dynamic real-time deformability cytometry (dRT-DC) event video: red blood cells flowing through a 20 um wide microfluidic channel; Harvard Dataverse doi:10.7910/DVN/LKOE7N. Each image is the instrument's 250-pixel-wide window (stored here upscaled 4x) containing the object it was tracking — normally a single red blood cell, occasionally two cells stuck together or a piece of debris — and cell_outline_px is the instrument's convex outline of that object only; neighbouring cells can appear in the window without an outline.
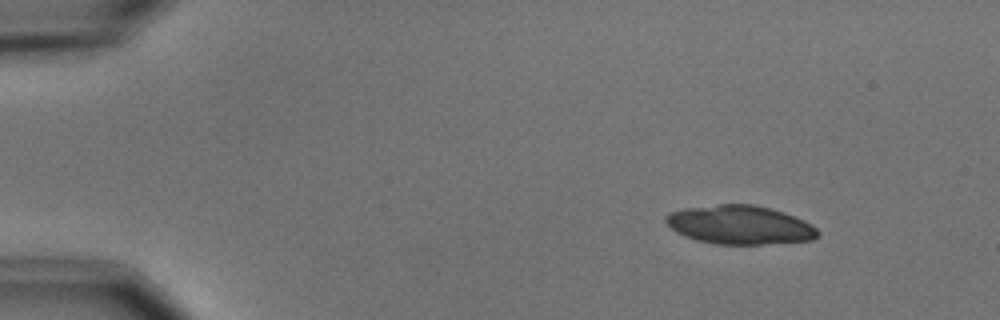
{"species": "common noctule bat (a hibernating species)", "species_latin": "Nyctalus noctula", "temperature_condition": "cold", "stored_images_in_passage": 3, "camera_frame_rate_fps": 3000, "um_per_image_px": 0.085, "animal": {"sex": "male", "body_mass_g": 15.6}, "frame": {"image": 1, "passage_image": 1, "time_ms": 0.0, "image_size_px": [1000, 320], "cell_outline_px": [[820, 232], [812, 240], [760, 244], [716, 244], [696, 240], [684, 236], [676, 232], [664, 220], [664, 216], [668, 212], [684, 208], [720, 204], [756, 204], [772, 208], [784, 212], [804, 220], [812, 224]], "centroid_in_image_um": [62.87, 19.1], "position_along_channel_um": 22.1, "area_um2": 34.51}}